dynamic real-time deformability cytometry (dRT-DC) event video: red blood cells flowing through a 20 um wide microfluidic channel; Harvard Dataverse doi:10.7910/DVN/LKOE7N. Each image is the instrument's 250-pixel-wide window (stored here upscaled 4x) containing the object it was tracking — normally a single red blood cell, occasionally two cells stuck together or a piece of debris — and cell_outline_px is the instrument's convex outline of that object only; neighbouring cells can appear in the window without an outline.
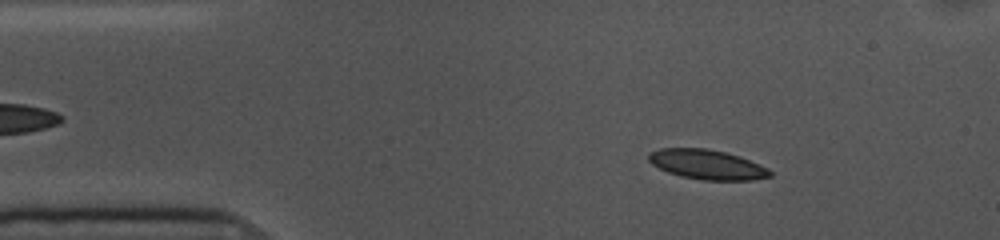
{"species": "common noctule bat (a hibernating species)", "species_latin": "Nyctalus noctula", "temperature_condition": "cold", "stored_images_in_passage": 54, "camera_frame_rate_fps": 3000, "um_per_image_px": 0.085, "animal": {"sex": "female", "body_mass_g": 10.0, "forearm_length_mm": 53.1}, "frame": {"image": 1, "passage_image": 7, "time_ms": 2.0, "image_size_px": [1000, 240], "cell_outline_px": [[772, 176], [752, 180], [704, 180], [680, 176], [668, 172], [652, 164], [648, 160], [648, 152], [660, 148], [708, 148], [740, 156], [760, 164], [768, 168], [772, 172]], "centroid_in_image_um": [60.1, 13.98], "position_along_channel_um": 24.9, "area_um2": 21.1}}
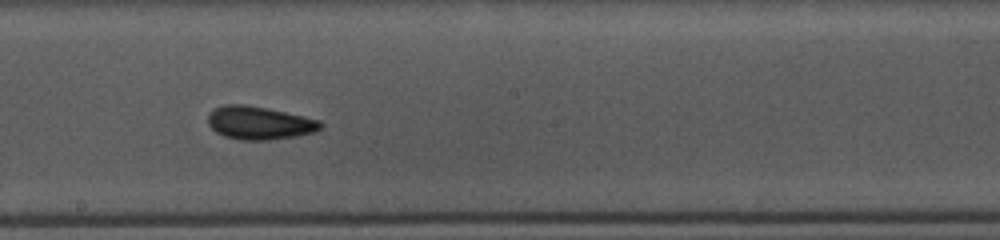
{"frame": {"image": 2, "passage_image": 28, "time_ms": 9.0, "image_size_px": [1000, 240], "cell_outline_px": [[324, 124], [316, 132], [296, 136], [272, 140], [240, 140], [224, 136], [216, 132], [208, 124], [208, 112], [212, 108], [224, 104], [244, 104], [268, 108], [304, 116], [320, 120]], "centroid_in_image_um": [22.03, 10.44], "position_along_channel_um": 226.2, "area_um2": 22.08}}
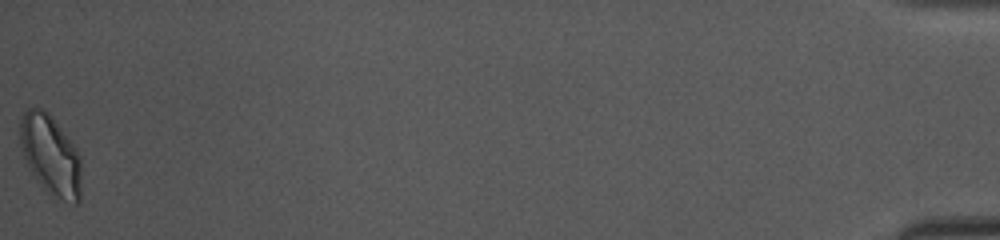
{"frame": {"image": 3, "passage_image": 54, "time_ms": 17.667, "image_size_px": [1000, 240], "cell_outline_px": [[80, 204], [72, 204], [52, 200], [36, 180], [28, 168], [20, 144], [20, 116], [28, 108], [40, 108], [48, 112], [52, 116], [76, 148], [80, 156]], "centroid_in_image_um": [4.3, 13.26], "position_along_channel_um": 430.9, "area_um2": 29.25}, "authors_computed_cell_mechanics": {"area_um2": 21.2415, "velocity_mm_per_s": 3.5751, "shape_relaxation_time_tau1_ms": 3.9846, "shape_relaxation_time_tau2_ms": 2.424, "deformation_change_tau1": 0.1008, "deformation_change_tau2": 0.0738}}